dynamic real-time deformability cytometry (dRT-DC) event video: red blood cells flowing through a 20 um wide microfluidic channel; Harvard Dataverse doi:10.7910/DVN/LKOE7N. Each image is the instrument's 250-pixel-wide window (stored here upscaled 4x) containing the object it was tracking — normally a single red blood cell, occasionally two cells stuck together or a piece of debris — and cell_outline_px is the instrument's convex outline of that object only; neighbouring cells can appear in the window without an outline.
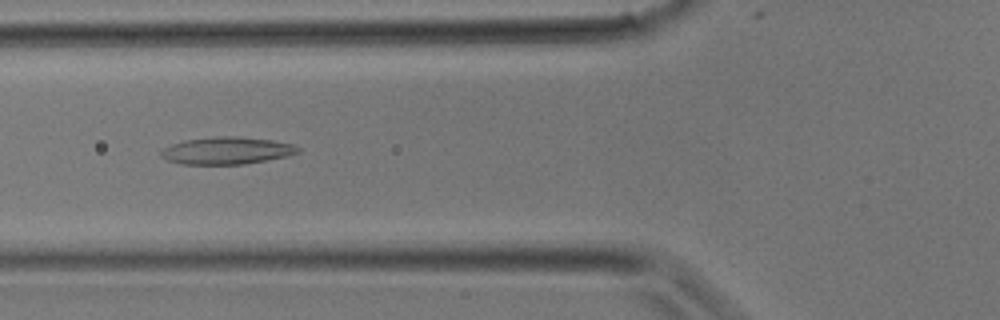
{"species": "common noctule bat (a hibernating species)", "species_latin": "Nyctalus noctula", "temperature_condition": "room temperature", "stored_images_in_passage": 26, "camera_frame_rate_fps": 3000, "um_per_image_px": 0.085, "animal": {"sex": "male", "body_mass_g": 17.9}, "frame": {"image": 1, "passage_image": 5, "time_ms": 1.333, "image_size_px": [1000, 320], "cell_outline_px": [[300, 152], [288, 156], [268, 160], [244, 164], [184, 164], [168, 160], [160, 156], [160, 152], [164, 148], [172, 144], [184, 140], [216, 136], [240, 136], [272, 140], [292, 144], [300, 148]], "centroid_in_image_um": [19.3, 12.8], "position_along_channel_um": 106.5, "area_um2": 21.79}}
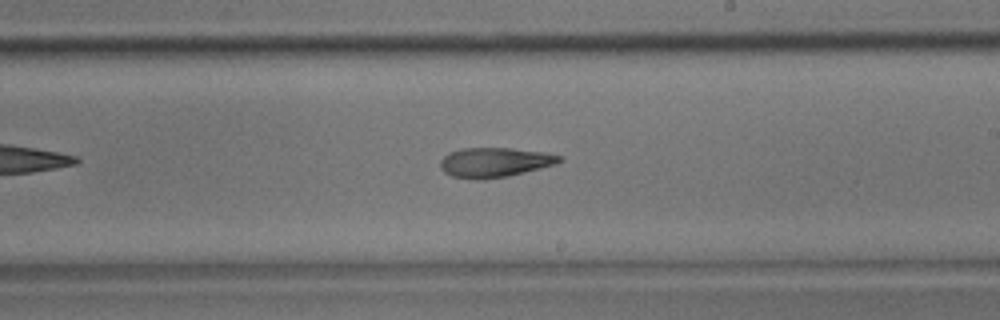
{"frame": {"image": 2, "passage_image": 12, "time_ms": 3.667, "image_size_px": [1000, 320], "cell_outline_px": [[564, 160], [556, 164], [508, 176], [484, 180], [476, 180], [452, 176], [444, 172], [440, 168], [440, 160], [444, 156], [452, 152], [464, 148], [512, 148], [544, 152], [564, 156]], "centroid_in_image_um": [42.07, 13.8], "position_along_channel_um": 246.9, "area_um2": 20.69}}
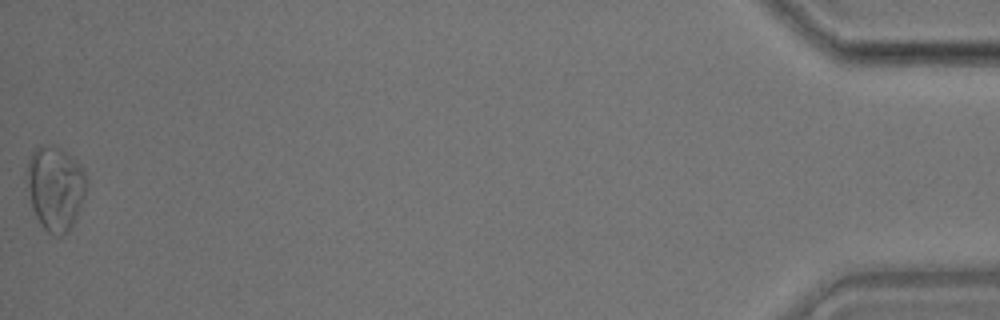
{"frame": {"image": 3, "passage_image": 26, "time_ms": 8.333, "image_size_px": [1000, 320], "cell_outline_px": [[84, 192], [76, 216], [68, 232], [60, 236], [52, 236], [40, 224], [32, 208], [28, 188], [28, 160], [32, 152], [36, 148], [52, 144], [60, 148], [76, 160], [80, 164], [84, 172]], "centroid_in_image_um": [4.68, 15.99], "position_along_channel_um": 430.5, "area_um2": 28.55}}